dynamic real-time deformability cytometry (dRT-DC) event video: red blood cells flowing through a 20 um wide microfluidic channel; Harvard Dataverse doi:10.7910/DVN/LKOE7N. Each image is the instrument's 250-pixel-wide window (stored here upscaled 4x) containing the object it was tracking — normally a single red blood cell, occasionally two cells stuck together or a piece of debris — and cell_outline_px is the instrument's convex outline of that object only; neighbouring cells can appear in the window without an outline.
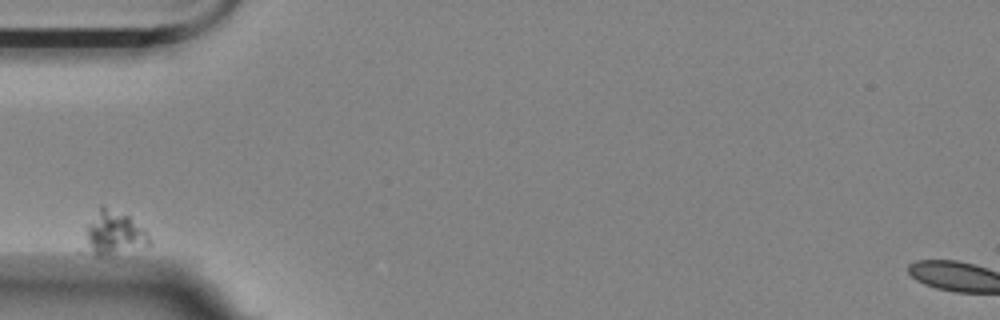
{"species": "Egyptian fruit bat (a non-hibernating species)", "species_latin": "Rousettus aegyptiacus", "temperature_condition": "room temperature", "stored_images_in_passage": 2, "camera_frame_rate_fps": 3000, "um_per_image_px": 0.085, "animal": {"sex": "female"}, "frame": {"image": 1, "passage_image": 1, "time_ms": 0.0, "image_size_px": [1000, 320], "cell_outline_px": [[152, 244], [148, 248], [100, 256], [96, 256], [92, 252], [88, 240], [88, 228], [100, 204], [104, 204], [128, 216], [144, 228], [148, 232], [152, 240]], "centroid_in_image_um": [9.84, 19.81], "position_along_channel_um": 75.2, "area_um2": 16.18}}